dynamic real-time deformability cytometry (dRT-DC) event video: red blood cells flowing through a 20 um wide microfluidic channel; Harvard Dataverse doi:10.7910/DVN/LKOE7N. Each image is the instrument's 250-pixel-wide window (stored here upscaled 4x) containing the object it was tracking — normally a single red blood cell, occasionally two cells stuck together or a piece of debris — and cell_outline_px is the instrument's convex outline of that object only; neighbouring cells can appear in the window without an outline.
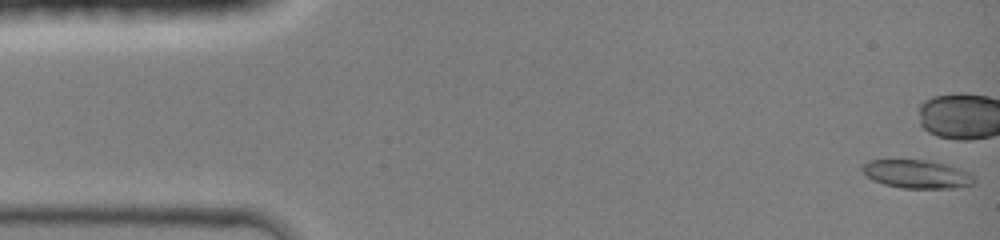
{"species": "common noctule bat (a hibernating species)", "species_latin": "Nyctalus noctula", "temperature_condition": "room temperature", "stored_images_in_passage": 46, "camera_frame_rate_fps": 3000, "um_per_image_px": 0.085, "animal": {"sex": "female", "body_mass_g": 19.0, "forearm_length_mm": 51.5}, "frame": {"image": 1, "passage_image": 1, "time_ms": 0.0, "image_size_px": [1000, 240], "cell_outline_px": [[976, 180], [972, 184], [956, 188], [900, 188], [884, 184], [868, 176], [860, 168], [868, 160], [928, 160], [960, 168], [976, 176]], "centroid_in_image_um": [77.98, 14.8], "position_along_channel_um": 7.0, "area_um2": 18.44}, "authors_computed_cell_mechanics": {"area_um2": 17.5134, "velocity_mm_per_s": 4.2666, "shape_relaxation_time_tau1_ms": 7.6057, "shape_relaxation_time_tau2_ms": 3.6881, "deformation_change_tau1": 0.2196, "deformation_change_tau2": 0.0639}}